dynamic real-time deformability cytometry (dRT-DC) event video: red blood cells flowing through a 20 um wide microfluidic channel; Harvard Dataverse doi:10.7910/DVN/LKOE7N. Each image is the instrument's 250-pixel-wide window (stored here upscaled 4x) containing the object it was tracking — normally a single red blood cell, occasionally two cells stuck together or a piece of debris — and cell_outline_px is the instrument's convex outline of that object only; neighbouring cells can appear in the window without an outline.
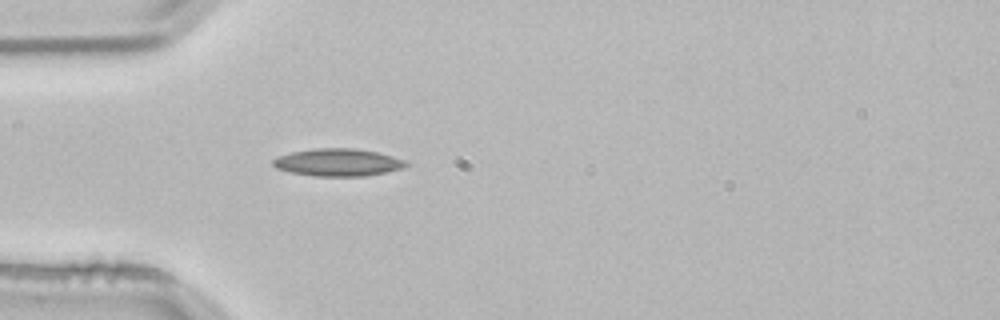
{"species": "common noctule bat (a hibernating species)", "species_latin": "Nyctalus noctula", "temperature_condition": "room temperature", "stored_images_in_passage": 1, "camera_frame_rate_fps": 3000, "um_per_image_px": 0.085, "animal": {"sex": "male", "body_mass_g": 21.5, "forearm_length_mm": 52.0}, "frame": {"image": 1, "passage_image": 1, "time_ms": 0.0, "image_size_px": [1000, 320], "cell_outline_px": [[408, 164], [400, 168], [384, 172], [364, 176], [312, 176], [288, 172], [276, 168], [272, 164], [272, 160], [276, 156], [292, 152], [316, 148], [352, 148], [376, 152], [392, 156], [404, 160]], "centroid_in_image_um": [28.64, 13.8], "position_along_channel_um": 56.4, "area_um2": 21.15}}